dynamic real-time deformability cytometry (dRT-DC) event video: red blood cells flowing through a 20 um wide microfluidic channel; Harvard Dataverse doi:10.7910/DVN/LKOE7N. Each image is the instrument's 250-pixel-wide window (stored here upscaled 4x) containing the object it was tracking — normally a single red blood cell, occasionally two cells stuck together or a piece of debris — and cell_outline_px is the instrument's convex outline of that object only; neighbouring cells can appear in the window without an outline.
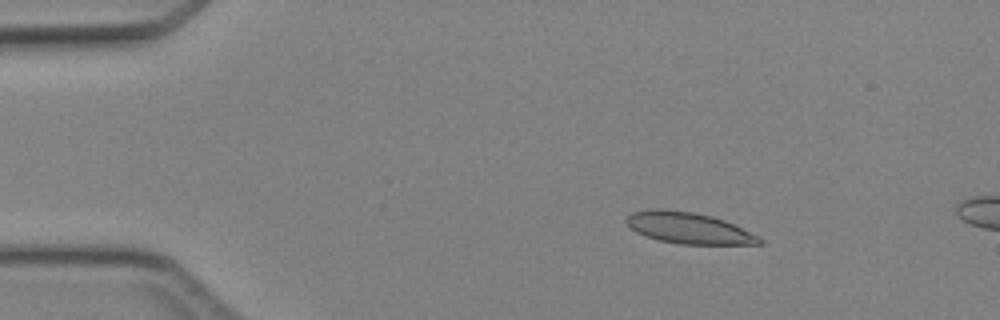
{"species": "Egyptian fruit bat (a non-hibernating species)", "species_latin": "Rousettus aegyptiacus", "temperature_condition": "cold", "stored_images_in_passage": 4, "camera_frame_rate_fps": 3000, "um_per_image_px": 0.085, "animal": {"sex": "female"}, "frame": {"image": 1, "passage_image": 3, "time_ms": 2.333, "image_size_px": [1000, 320], "cell_outline_px": [[764, 244], [680, 244], [660, 240], [644, 236], [636, 232], [624, 220], [632, 212], [652, 208], [664, 208], [692, 212], [712, 216], [724, 220], [760, 236], [764, 240]], "centroid_in_image_um": [58.54, 19.38], "position_along_channel_um": 26.5, "area_um2": 24.33}}